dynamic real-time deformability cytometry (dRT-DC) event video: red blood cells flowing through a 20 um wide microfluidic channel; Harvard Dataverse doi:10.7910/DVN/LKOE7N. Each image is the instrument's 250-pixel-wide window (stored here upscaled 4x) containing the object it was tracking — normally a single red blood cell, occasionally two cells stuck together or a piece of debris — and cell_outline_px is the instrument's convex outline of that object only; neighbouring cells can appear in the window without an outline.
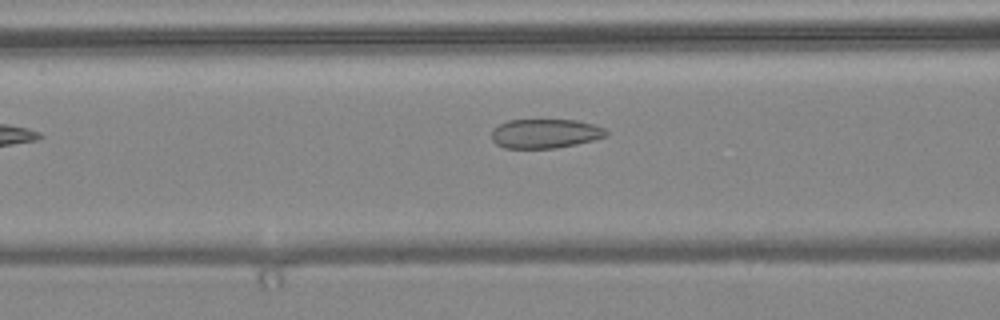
{"species": "common noctule bat (a hibernating species)", "species_latin": "Nyctalus noctula", "temperature_condition": "warm", "stored_images_in_passage": 6, "camera_frame_rate_fps": 3000, "um_per_image_px": 0.085, "animal": {"sex": "female", "body_mass_g": 24.6, "forearm_length_mm": 56.2}, "frame": {"image": 1, "passage_image": 6, "time_ms": 1.667, "image_size_px": [1000, 320], "cell_outline_px": [[608, 132], [604, 136], [592, 140], [576, 144], [556, 148], [504, 148], [496, 144], [492, 140], [492, 128], [508, 120], [576, 120], [592, 124], [604, 128]], "centroid_in_image_um": [46.29, 11.35], "position_along_channel_um": 120.3, "area_um2": 19.42}}